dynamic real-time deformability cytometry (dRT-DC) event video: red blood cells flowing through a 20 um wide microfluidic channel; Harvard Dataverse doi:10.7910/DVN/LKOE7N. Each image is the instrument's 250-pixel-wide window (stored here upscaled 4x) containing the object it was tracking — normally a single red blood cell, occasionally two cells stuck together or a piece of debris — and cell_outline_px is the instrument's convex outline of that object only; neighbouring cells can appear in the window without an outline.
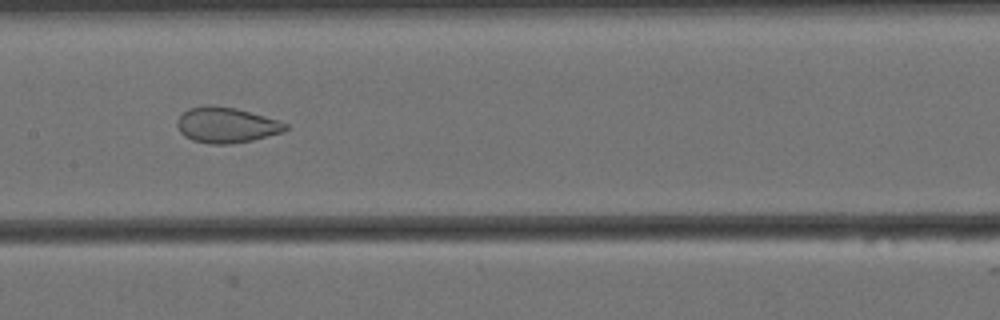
{"species": "Egyptian fruit bat (a non-hibernating species)", "species_latin": "Rousettus aegyptiacus", "temperature_condition": "cold", "stored_images_in_passage": 57, "camera_frame_rate_fps": 3000, "um_per_image_px": 0.085, "animal": {"sex": "female"}, "frame": {"image": 1, "passage_image": 27, "time_ms": 8.667, "image_size_px": [1000, 320], "cell_outline_px": [[288, 128], [284, 132], [252, 140], [228, 144], [208, 144], [192, 140], [184, 136], [180, 132], [176, 124], [176, 120], [188, 108], [204, 104], [212, 104], [236, 108], [280, 120], [288, 124]], "centroid_in_image_um": [19.23, 10.61], "position_along_channel_um": 188.2, "area_um2": 22.77}}
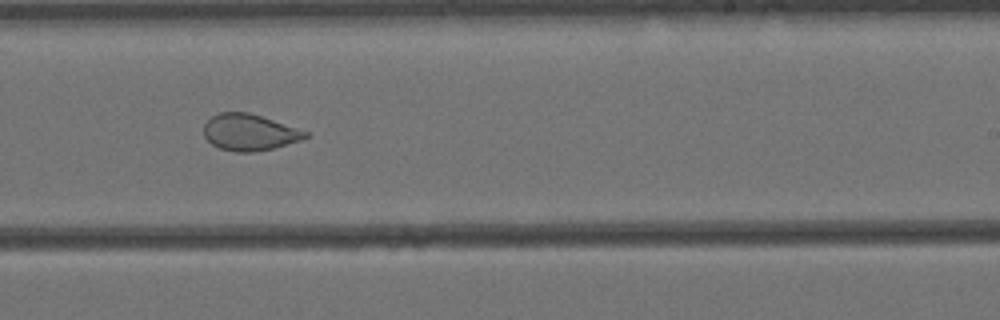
{"frame": {"image": 2, "passage_image": 34, "time_ms": 11.0, "image_size_px": [1000, 320], "cell_outline_px": [[308, 136], [300, 140], [272, 148], [252, 152], [236, 152], [220, 148], [212, 144], [204, 136], [204, 124], [216, 112], [248, 112], [308, 132]], "centroid_in_image_um": [21.15, 11.24], "position_along_channel_um": 267.9, "area_um2": 21.21}}
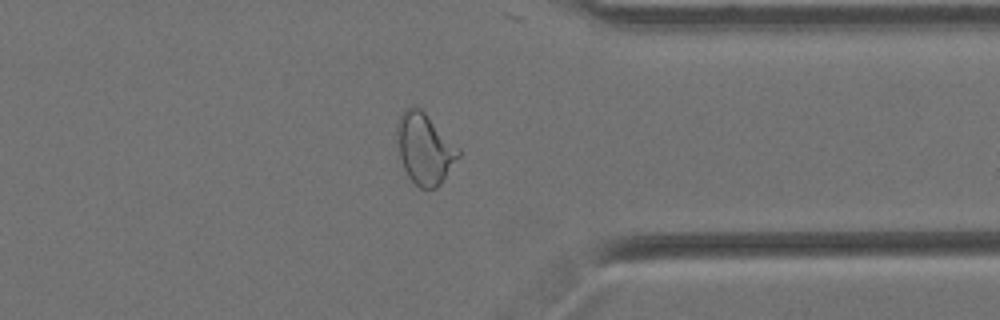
{"frame": {"image": 3, "passage_image": 44, "time_ms": 14.333, "image_size_px": [1000, 320], "cell_outline_px": [[460, 156], [440, 184], [436, 188], [420, 188], [408, 176], [404, 168], [400, 156], [396, 132], [396, 124], [404, 108], [420, 108], [460, 148]], "centroid_in_image_um": [36.1, 12.64], "position_along_channel_um": 375.3, "area_um2": 25.09}, "authors_computed_cell_mechanics": {"area_um2": 26.8192, "velocity_mm_per_s": 3.4417, "shape_relaxation_time_tau1_ms": null, "shape_relaxation_time_tau2_ms": 0.9303, "deformation_change_tau1": null, "deformation_change_tau2": 0.0681}}